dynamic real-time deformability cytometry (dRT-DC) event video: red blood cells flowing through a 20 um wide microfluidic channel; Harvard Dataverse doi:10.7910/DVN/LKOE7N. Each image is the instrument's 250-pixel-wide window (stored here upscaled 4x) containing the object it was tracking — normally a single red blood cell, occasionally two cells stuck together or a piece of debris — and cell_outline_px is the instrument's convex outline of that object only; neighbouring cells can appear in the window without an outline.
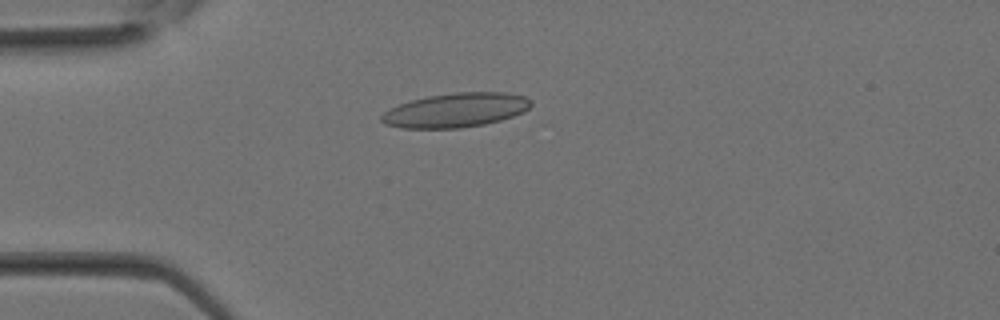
{"species": "Egyptian fruit bat (a non-hibernating species)", "species_latin": "Rousettus aegyptiacus", "temperature_condition": "room temperature", "stored_images_in_passage": 26, "camera_frame_rate_fps": 3000, "um_per_image_px": 0.085, "animal": {"sex": "female"}, "frame": {"image": 1, "passage_image": 2, "time_ms": 0.333, "image_size_px": [1000, 320], "cell_outline_px": [[532, 104], [524, 112], [500, 120], [484, 124], [460, 128], [400, 128], [384, 124], [380, 120], [380, 116], [384, 112], [400, 104], [412, 100], [428, 96], [456, 92], [504, 92], [524, 96], [532, 100]], "centroid_in_image_um": [38.74, 9.36], "position_along_channel_um": 46.3, "area_um2": 29.77}}
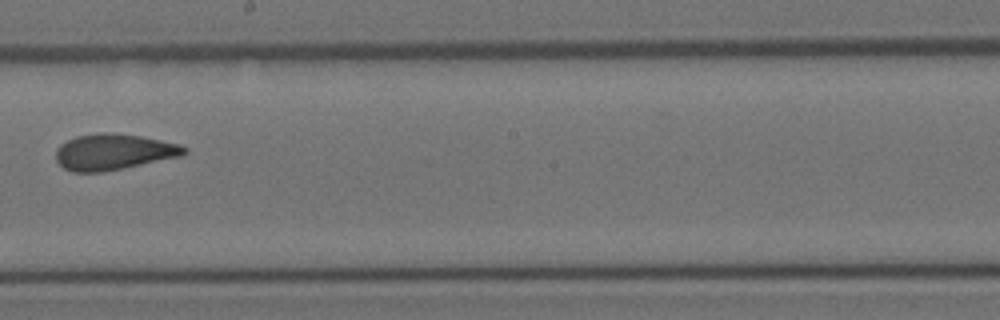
{"frame": {"image": 2, "passage_image": 12, "time_ms": 3.667, "image_size_px": [1000, 320], "cell_outline_px": [[188, 152], [180, 156], [124, 168], [100, 172], [72, 172], [64, 168], [56, 160], [56, 148], [60, 144], [76, 136], [104, 132], [108, 132], [140, 136], [180, 144], [188, 148]], "centroid_in_image_um": [9.65, 12.91], "position_along_channel_um": 238.6, "area_um2": 26.82}}
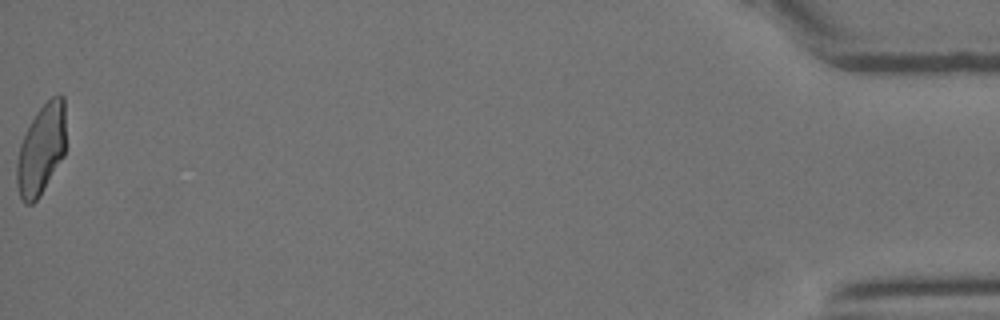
{"frame": {"image": 3, "passage_image": 26, "time_ms": 8.333, "image_size_px": [1000, 320], "cell_outline_px": [[64, 156], [40, 196], [32, 204], [24, 204], [20, 200], [16, 184], [16, 160], [20, 144], [36, 112], [52, 96], [60, 92], [64, 96]], "centroid_in_image_um": [3.48, 12.75], "position_along_channel_um": 431.7, "area_um2": 25.89}}